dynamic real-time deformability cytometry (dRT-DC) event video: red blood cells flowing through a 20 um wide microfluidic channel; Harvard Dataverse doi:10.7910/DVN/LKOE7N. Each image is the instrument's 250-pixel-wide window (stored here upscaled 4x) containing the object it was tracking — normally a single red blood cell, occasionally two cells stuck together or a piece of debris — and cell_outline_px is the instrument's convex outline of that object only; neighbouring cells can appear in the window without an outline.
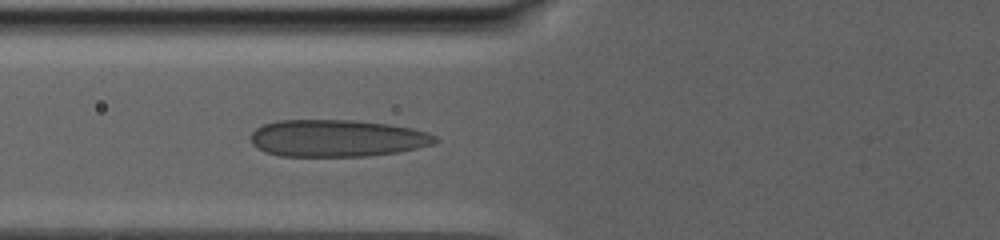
{"species": "human", "species_latin": "Homo sapiens", "temperature_condition": "warm", "stored_images_in_passage": 21, "camera_frame_rate_fps": 3000, "um_per_image_px": 0.085, "donor": {"sex": "male"}, "frame": {"image": 1, "passage_image": 21, "time_ms": 11.333, "image_size_px": [1000, 240], "cell_outline_px": [[440, 140], [432, 144], [416, 148], [396, 152], [368, 156], [280, 156], [264, 152], [256, 148], [252, 144], [252, 132], [256, 128], [264, 124], [276, 120], [352, 120], [388, 124], [412, 128], [428, 132], [436, 136]], "centroid_in_image_um": [28.63, 11.75], "position_along_channel_um": 97.2, "area_um2": 39.94}}